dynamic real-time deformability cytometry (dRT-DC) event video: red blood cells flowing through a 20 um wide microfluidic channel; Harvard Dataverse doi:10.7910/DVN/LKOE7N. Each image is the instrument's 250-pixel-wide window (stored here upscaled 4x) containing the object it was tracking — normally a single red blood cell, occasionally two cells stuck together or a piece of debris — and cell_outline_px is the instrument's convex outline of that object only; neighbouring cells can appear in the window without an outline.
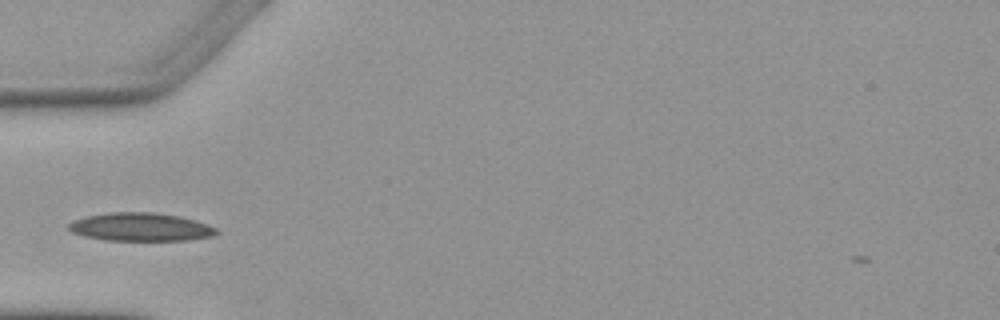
{"species": "Egyptian fruit bat (a non-hibernating species)", "species_latin": "Rousettus aegyptiacus", "temperature_condition": "warm", "stored_images_in_passage": 2, "camera_frame_rate_fps": 3000, "um_per_image_px": 0.085, "animal": {"sex": "female"}, "frame": {"image": 1, "passage_image": 2, "time_ms": 1.0, "image_size_px": [1000, 320], "cell_outline_px": [[220, 232], [212, 236], [188, 240], [108, 240], [84, 236], [72, 232], [68, 228], [68, 224], [72, 220], [84, 216], [108, 212], [152, 212], [180, 216], [196, 220], [208, 224], [216, 228]], "centroid_in_image_um": [11.95, 19.28], "position_along_channel_um": 73.1, "area_um2": 24.45}}